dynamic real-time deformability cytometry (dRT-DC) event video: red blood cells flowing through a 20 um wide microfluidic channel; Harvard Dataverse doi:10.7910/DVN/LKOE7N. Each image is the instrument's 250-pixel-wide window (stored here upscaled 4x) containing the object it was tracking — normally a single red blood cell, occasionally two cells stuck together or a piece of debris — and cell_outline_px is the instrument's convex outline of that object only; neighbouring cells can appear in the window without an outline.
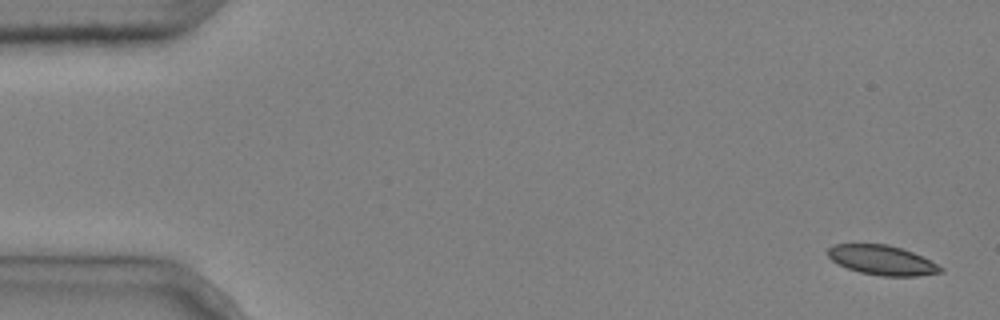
{"species": "common noctule bat (a hibernating species)", "species_latin": "Nyctalus noctula", "temperature_condition": "cold", "stored_images_in_passage": 4, "camera_frame_rate_fps": 3000, "um_per_image_px": 0.085, "animal": {"sex": "male", "body_mass_g": 20.4}, "frame": {"image": 1, "passage_image": 1, "time_ms": 0.0, "image_size_px": [1000, 320], "cell_outline_px": [[944, 272], [920, 276], [880, 276], [860, 272], [848, 268], [832, 260], [828, 256], [828, 248], [836, 244], [888, 244], [912, 252], [944, 268]], "centroid_in_image_um": [74.99, 22.12], "position_along_channel_um": 10.0, "area_um2": 19.25}}
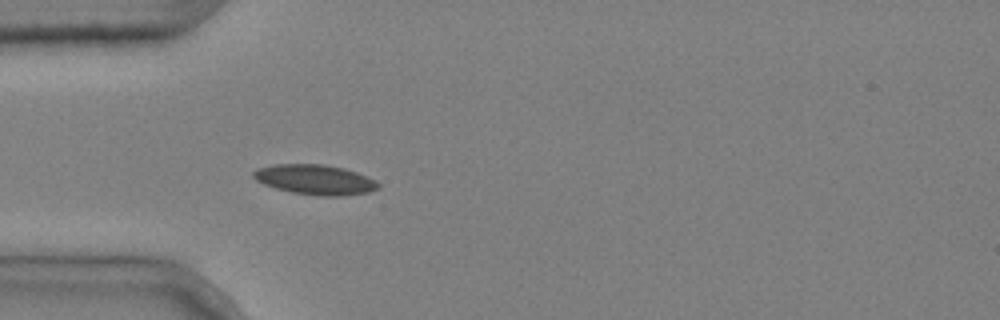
{"frame": {"image": 2, "passage_image": 4, "time_ms": 1.0, "image_size_px": [1000, 320], "cell_outline_px": [[380, 188], [368, 192], [344, 196], [320, 196], [292, 192], [276, 188], [264, 184], [256, 180], [252, 176], [252, 172], [256, 168], [276, 164], [324, 164], [344, 168], [356, 172], [376, 180], [380, 184]], "centroid_in_image_um": [26.79, 15.27], "position_along_channel_um": 58.2, "area_um2": 21.91}}